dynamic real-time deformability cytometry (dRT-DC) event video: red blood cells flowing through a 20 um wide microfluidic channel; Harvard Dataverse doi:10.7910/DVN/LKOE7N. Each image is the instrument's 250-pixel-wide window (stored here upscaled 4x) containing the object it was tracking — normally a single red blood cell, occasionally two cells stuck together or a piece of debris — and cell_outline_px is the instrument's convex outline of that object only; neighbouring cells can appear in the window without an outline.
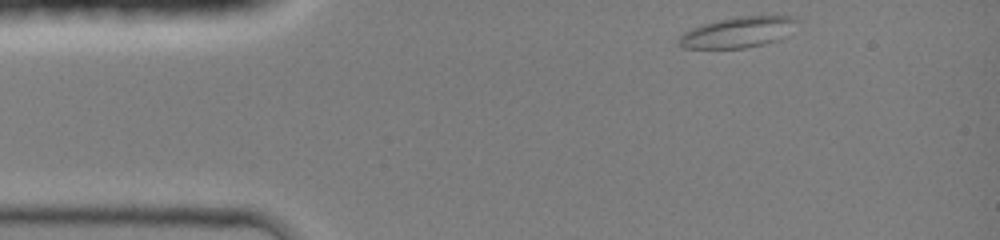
{"species": "common noctule bat (a hibernating species)", "species_latin": "Nyctalus noctula", "temperature_condition": "room temperature", "stored_images_in_passage": 36, "camera_frame_rate_fps": 3000, "um_per_image_px": 0.085, "animal": {"sex": "female", "body_mass_g": 19.0, "forearm_length_mm": 51.5}, "frame": {"image": 1, "passage_image": 1, "time_ms": 0.0, "image_size_px": [1000, 240], "cell_outline_px": [[800, 20], [788, 36], [780, 40], [764, 44], [744, 48], [680, 48], [676, 44], [676, 40], [684, 32], [692, 28], [716, 20], [736, 16], [796, 16]], "centroid_in_image_um": [62.76, 2.74], "position_along_channel_um": 22.2, "area_um2": 21.62}}
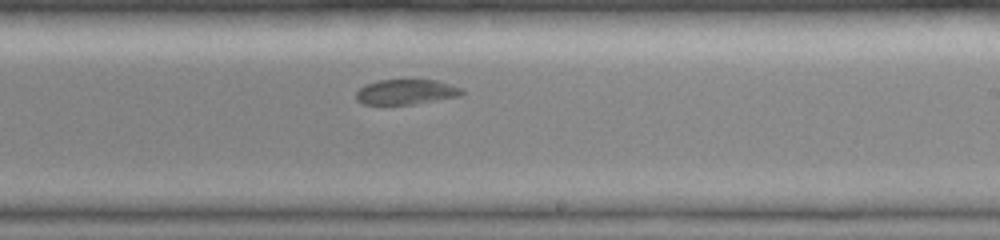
{"frame": {"image": 2, "passage_image": 22, "time_ms": 7.0, "image_size_px": [1000, 240], "cell_outline_px": [[464, 92], [460, 96], [412, 104], [364, 104], [356, 100], [356, 92], [364, 84], [376, 80], [436, 80], [460, 88]], "centroid_in_image_um": [34.46, 7.81], "position_along_channel_um": 254.5, "area_um2": 15.32}}
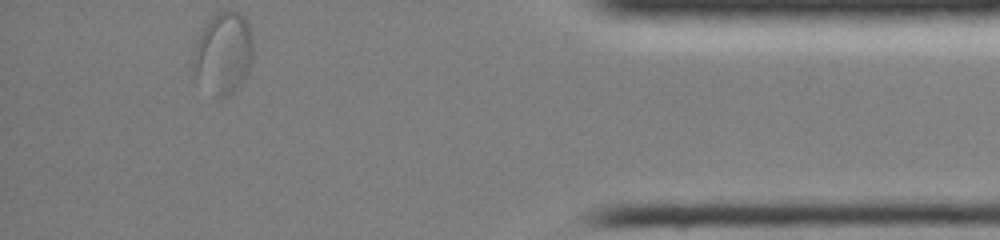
{"frame": {"image": 3, "passage_image": 36, "time_ms": 11.667, "image_size_px": [1000, 240], "cell_outline_px": [[252, 60], [244, 76], [232, 92], [224, 96], [216, 96], [196, 76], [192, 64], [192, 56], [196, 40], [204, 20], [208, 16], [216, 12], [236, 12], [244, 16], [248, 24], [252, 36]], "centroid_in_image_um": [18.94, 4.41], "position_along_channel_um": 416.3, "area_um2": 28.21}, "authors_computed_cell_mechanics": {"area_um2": 17.5423, "velocity_mm_per_s": 4.1933, "shape_relaxation_time_tau1_ms": null, "shape_relaxation_time_tau2_ms": 6.5712, "deformation_change_tau1": null, "deformation_change_tau2": 0.0886}}